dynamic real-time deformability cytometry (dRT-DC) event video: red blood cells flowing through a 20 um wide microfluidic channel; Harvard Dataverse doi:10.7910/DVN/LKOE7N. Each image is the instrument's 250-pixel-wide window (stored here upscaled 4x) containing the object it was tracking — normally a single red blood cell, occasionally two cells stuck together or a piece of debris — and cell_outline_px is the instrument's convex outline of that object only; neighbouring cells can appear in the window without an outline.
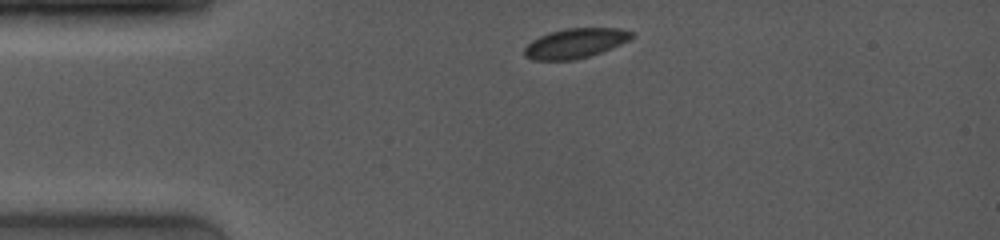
{"species": "common noctule bat (a hibernating species)", "species_latin": "Nyctalus noctula", "temperature_condition": "room temperature", "stored_images_in_passage": 5, "camera_frame_rate_fps": 4000, "um_per_image_px": 0.085, "animal": {"sex": "female", "body_mass_g": 19.0, "forearm_length_mm": 53.3}, "frame": {"image": 1, "passage_image": 1, "time_ms": 0.0, "image_size_px": [1000, 240], "cell_outline_px": [[636, 36], [620, 44], [600, 52], [588, 56], [572, 60], [532, 60], [524, 56], [524, 48], [532, 40], [548, 32], [564, 28], [620, 28], [632, 32]], "centroid_in_image_um": [48.87, 3.67], "position_along_channel_um": 36.1, "area_um2": 18.55}}
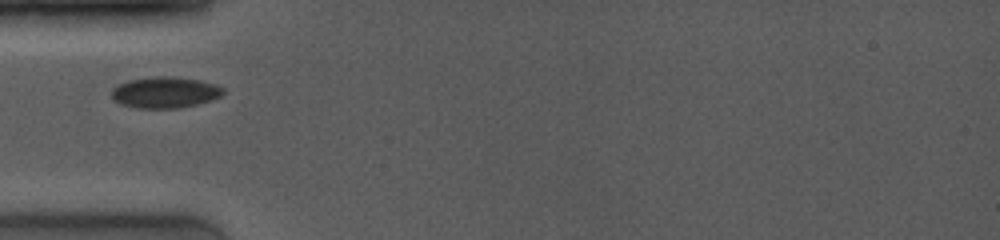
{"frame": {"image": 2, "passage_image": 3, "time_ms": 0.5, "image_size_px": [1000, 240], "cell_outline_px": [[224, 92], [220, 96], [212, 100], [180, 108], [136, 108], [120, 104], [112, 96], [112, 88], [128, 80], [156, 76], [168, 76], [200, 80], [216, 84], [224, 88]], "centroid_in_image_um": [14.04, 7.85], "position_along_channel_um": 71.0, "area_um2": 20.23}}